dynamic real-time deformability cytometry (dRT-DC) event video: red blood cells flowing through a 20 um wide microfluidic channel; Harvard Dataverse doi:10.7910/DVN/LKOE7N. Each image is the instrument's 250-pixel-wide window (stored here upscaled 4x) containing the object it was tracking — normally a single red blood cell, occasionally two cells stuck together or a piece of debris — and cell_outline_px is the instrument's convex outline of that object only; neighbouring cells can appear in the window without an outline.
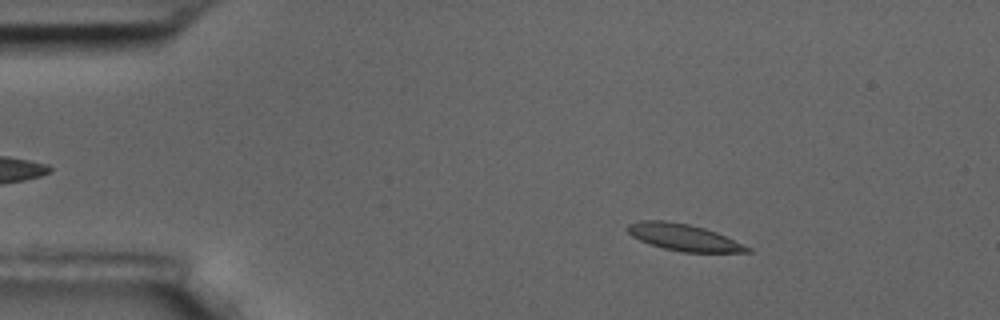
{"species": "common noctule bat (a hibernating species)", "species_latin": "Nyctalus noctula", "temperature_condition": "room temperature", "stored_images_in_passage": 55, "camera_frame_rate_fps": 3000, "um_per_image_px": 0.085, "animal": {"sex": "male", "body_mass_g": 17.5, "forearm_length_mm": 52.3}, "frame": {"image": 1, "passage_image": 7, "time_ms": 2.0, "image_size_px": [1000, 320], "cell_outline_px": [[752, 252], [680, 252], [648, 244], [632, 236], [624, 228], [628, 224], [640, 220], [664, 220], [688, 224], [704, 228], [716, 232], [752, 248]], "centroid_in_image_um": [58.07, 20.17], "position_along_channel_um": 26.9, "area_um2": 18.67}}
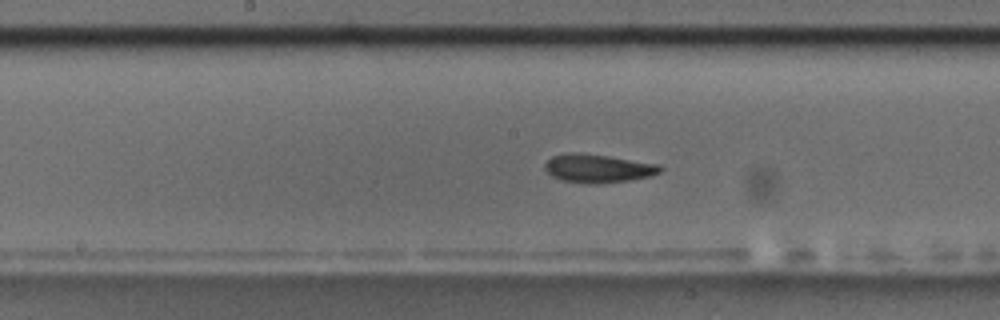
{"frame": {"image": 2, "passage_image": 27, "time_ms": 8.667, "image_size_px": [1000, 320], "cell_outline_px": [[664, 168], [660, 172], [652, 176], [628, 180], [596, 184], [588, 184], [560, 180], [552, 176], [544, 168], [544, 164], [552, 156], [568, 152], [572, 152], [608, 156], [660, 164]], "centroid_in_image_um": [50.83, 14.31], "position_along_channel_um": 197.4, "area_um2": 19.19}}
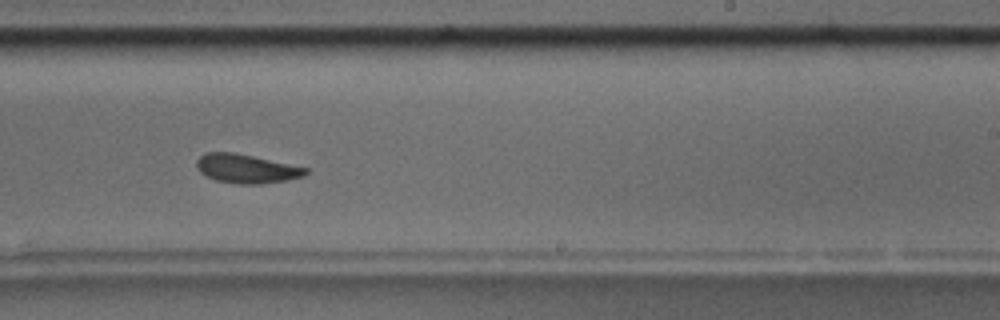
{"frame": {"image": 3, "passage_image": 33, "time_ms": 10.667, "image_size_px": [1000, 320], "cell_outline_px": [[308, 172], [304, 176], [288, 180], [260, 184], [240, 184], [216, 180], [200, 172], [196, 168], [196, 160], [200, 156], [208, 152], [236, 152], [308, 168]], "centroid_in_image_um": [20.95, 14.33], "position_along_channel_um": 268.1, "area_um2": 18.38}, "authors_computed_cell_mechanics": {"area_um2": 18.7272, "velocity_mm_per_s": 3.5442, "shape_relaxation_time_tau1_ms": 4.5664, "shape_relaxation_time_tau2_ms": 4.4899, "deformation_change_tau1": 0.1233, "deformation_change_tau2": 0.0941}}